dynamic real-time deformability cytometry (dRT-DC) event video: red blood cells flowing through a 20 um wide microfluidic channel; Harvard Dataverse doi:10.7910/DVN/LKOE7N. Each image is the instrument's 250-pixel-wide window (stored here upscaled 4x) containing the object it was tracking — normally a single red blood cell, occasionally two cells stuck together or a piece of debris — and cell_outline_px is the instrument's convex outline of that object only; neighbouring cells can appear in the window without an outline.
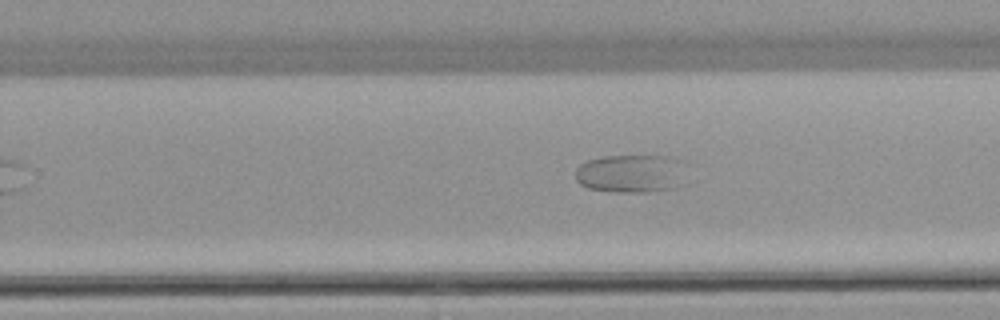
{"species": "common noctule bat (a hibernating species)", "species_latin": "Nyctalus noctula", "temperature_condition": "warm", "stored_images_in_passage": 9, "camera_frame_rate_fps": 3000, "um_per_image_px": 0.085, "animal": {"sex": "female", "body_mass_g": 22.7, "forearm_length_mm": 54.2}, "frame": {"image": 1, "passage_image": 9, "time_ms": 10.667, "image_size_px": [1000, 320], "cell_outline_px": [[688, 184], [676, 188], [652, 192], [608, 192], [588, 188], [580, 184], [576, 180], [576, 168], [580, 164], [588, 160], [604, 156], [664, 156], [688, 160]], "centroid_in_image_um": [53.81, 14.76], "position_along_channel_um": 276.0, "area_um2": 26.13}}